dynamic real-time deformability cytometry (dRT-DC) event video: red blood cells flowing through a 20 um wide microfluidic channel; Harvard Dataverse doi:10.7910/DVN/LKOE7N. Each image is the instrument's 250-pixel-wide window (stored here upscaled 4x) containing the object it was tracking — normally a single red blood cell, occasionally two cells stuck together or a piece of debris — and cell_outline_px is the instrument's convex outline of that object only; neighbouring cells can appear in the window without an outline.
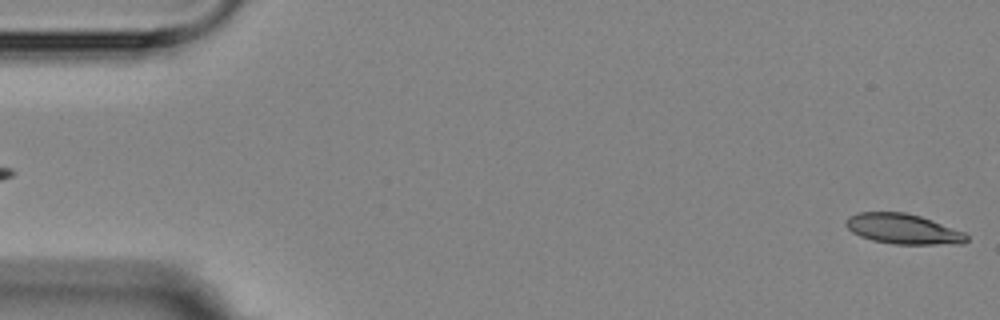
{"species": "Egyptian fruit bat (a non-hibernating species)", "species_latin": "Rousettus aegyptiacus", "temperature_condition": "room temperature", "stored_images_in_passage": 6, "camera_frame_rate_fps": 3000, "um_per_image_px": 0.085, "animal": {"sex": "female"}, "frame": {"image": 1, "passage_image": 6, "time_ms": 6.0, "image_size_px": [1000, 320], "cell_outline_px": [[968, 240], [964, 244], [892, 244], [872, 240], [860, 236], [852, 232], [844, 224], [848, 216], [860, 212], [904, 212], [920, 216], [932, 220], [964, 232], [968, 236]], "centroid_in_image_um": [76.76, 19.46], "position_along_channel_um": 8.2, "area_um2": 21.27}}